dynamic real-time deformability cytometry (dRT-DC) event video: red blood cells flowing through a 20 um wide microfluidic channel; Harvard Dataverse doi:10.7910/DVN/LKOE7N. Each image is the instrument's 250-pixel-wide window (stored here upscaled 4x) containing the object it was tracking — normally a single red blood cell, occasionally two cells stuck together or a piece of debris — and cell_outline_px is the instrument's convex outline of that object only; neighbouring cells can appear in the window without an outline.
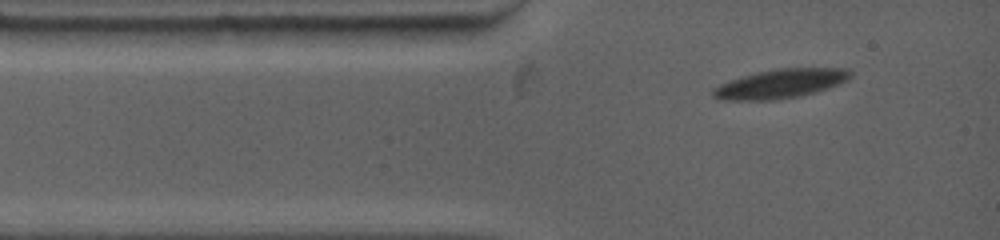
{"species": "common noctule bat (a hibernating species)", "species_latin": "Nyctalus noctula", "temperature_condition": "warm", "stored_images_in_passage": 6, "camera_frame_rate_fps": 4500, "um_per_image_px": 0.085, "animal": {"sex": "female", "body_mass_g": 19.0, "forearm_length_mm": 53.3}, "frame": {"image": 1, "passage_image": 1, "time_ms": 0.0, "image_size_px": [1000, 240], "cell_outline_px": [[852, 76], [848, 80], [800, 96], [772, 100], [724, 100], [712, 96], [712, 88], [720, 84], [756, 72], [780, 68], [848, 68], [852, 72]], "centroid_in_image_um": [66.33, 7.11], "position_along_channel_um": 18.7, "area_um2": 22.95}}
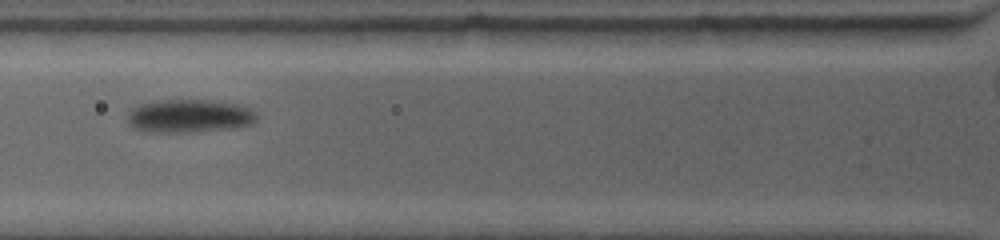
{"frame": {"image": 2, "passage_image": 4, "time_ms": 3.111, "image_size_px": [1000, 240], "cell_outline_px": [[256, 120], [252, 124], [232, 128], [196, 132], [148, 132], [132, 128], [128, 124], [128, 112], [132, 108], [140, 104], [168, 100], [204, 100], [236, 104], [248, 108], [256, 112]], "centroid_in_image_um": [16.06, 9.88], "position_along_channel_um": 109.7, "area_um2": 24.91}}
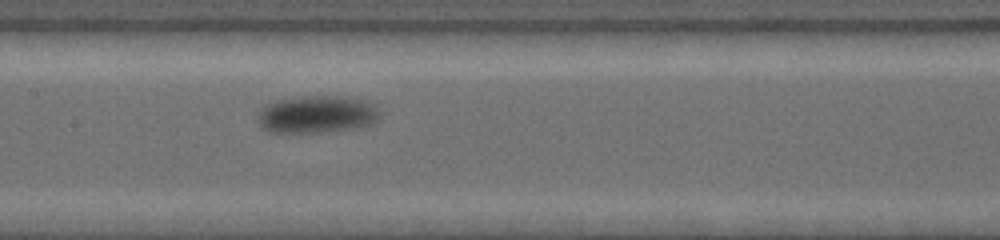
{"frame": {"image": 3, "passage_image": 6, "time_ms": 5.111, "image_size_px": [1000, 240], "cell_outline_px": [[376, 120], [372, 124], [352, 128], [320, 132], [272, 132], [264, 128], [260, 124], [260, 112], [268, 104], [280, 100], [312, 96], [336, 96], [364, 100], [372, 104], [376, 108]], "centroid_in_image_um": [26.95, 9.72], "position_along_channel_um": 180.5, "area_um2": 25.55}}